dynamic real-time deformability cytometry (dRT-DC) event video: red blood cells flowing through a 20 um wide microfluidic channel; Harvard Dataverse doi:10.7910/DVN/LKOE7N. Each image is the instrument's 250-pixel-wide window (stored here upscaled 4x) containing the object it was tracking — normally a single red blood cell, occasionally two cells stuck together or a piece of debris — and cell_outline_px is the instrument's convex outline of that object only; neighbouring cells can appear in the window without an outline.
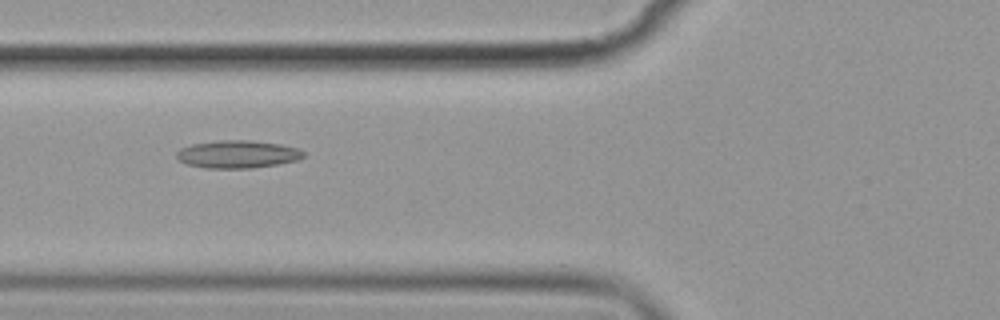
{"species": "common noctule bat (a hibernating species)", "species_latin": "Nyctalus noctula", "temperature_condition": "cold", "stored_images_in_passage": 3, "camera_frame_rate_fps": 3000, "um_per_image_px": 0.085, "animal": {"sex": "female", "body_mass_g": 19.9}, "frame": {"image": 1, "passage_image": 3, "time_ms": 2.333, "image_size_px": [1000, 320], "cell_outline_px": [[304, 156], [296, 160], [276, 164], [252, 168], [204, 168], [188, 164], [180, 160], [176, 156], [176, 152], [180, 148], [192, 144], [216, 140], [252, 140], [280, 144], [296, 148], [304, 152]], "centroid_in_image_um": [20.16, 13.1], "position_along_channel_um": 105.6, "area_um2": 20.4}}